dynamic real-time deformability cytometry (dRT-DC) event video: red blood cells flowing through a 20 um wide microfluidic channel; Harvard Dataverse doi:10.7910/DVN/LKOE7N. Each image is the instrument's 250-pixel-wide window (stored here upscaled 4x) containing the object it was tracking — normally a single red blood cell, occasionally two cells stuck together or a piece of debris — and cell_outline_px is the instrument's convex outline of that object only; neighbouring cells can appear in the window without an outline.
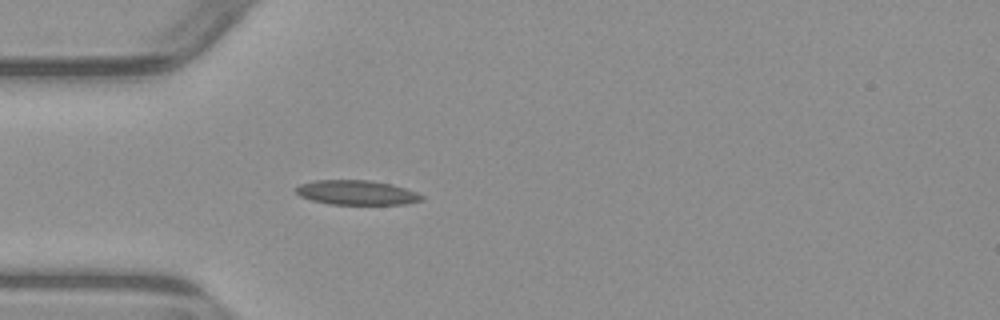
{"species": "common noctule bat (a hibernating species)", "species_latin": "Nyctalus noctula", "temperature_condition": "warm", "stored_images_in_passage": 3, "camera_frame_rate_fps": 3000, "um_per_image_px": 0.085, "animal": {"sex": "male", "body_mass_g": 23.1, "forearm_length_mm": 52.7}, "frame": {"image": 1, "passage_image": 3, "time_ms": 2.333, "image_size_px": [1000, 320], "cell_outline_px": [[424, 200], [404, 204], [332, 204], [312, 200], [300, 196], [296, 192], [296, 188], [300, 184], [316, 180], [368, 180], [392, 184], [416, 192], [424, 196]], "centroid_in_image_um": [30.34, 16.37], "position_along_channel_um": 54.7, "area_um2": 17.86}}